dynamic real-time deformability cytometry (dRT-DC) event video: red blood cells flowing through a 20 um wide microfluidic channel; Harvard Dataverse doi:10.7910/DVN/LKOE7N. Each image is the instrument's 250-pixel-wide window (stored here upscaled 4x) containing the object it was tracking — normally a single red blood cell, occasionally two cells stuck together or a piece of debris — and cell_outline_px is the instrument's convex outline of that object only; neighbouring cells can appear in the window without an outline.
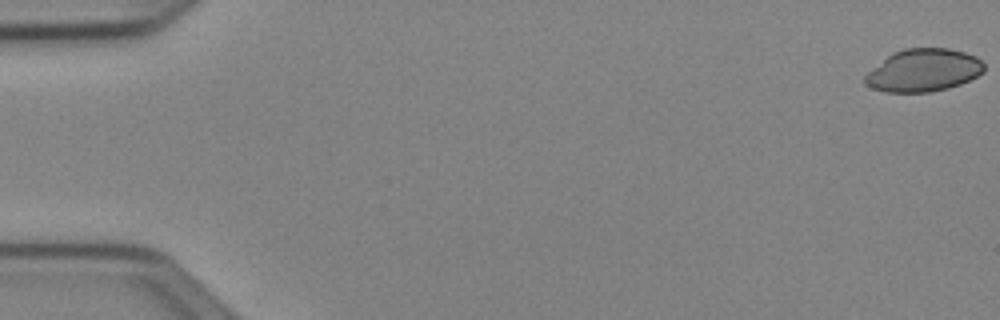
{"species": "Egyptian fruit bat (a non-hibernating species)", "species_latin": "Rousettus aegyptiacus", "temperature_condition": "cold", "stored_images_in_passage": 13, "camera_frame_rate_fps": 3000, "um_per_image_px": 0.085, "animal": {"sex": "female"}, "frame": {"image": 1, "passage_image": 1, "time_ms": 0.0, "image_size_px": [1000, 320], "cell_outline_px": [[984, 72], [960, 84], [948, 88], [928, 92], [884, 92], [872, 88], [864, 80], [864, 76], [868, 72], [892, 52], [904, 48], [948, 48], [964, 52], [976, 56], [984, 64]], "centroid_in_image_um": [78.49, 5.97], "position_along_channel_um": 6.5, "area_um2": 29.48}}